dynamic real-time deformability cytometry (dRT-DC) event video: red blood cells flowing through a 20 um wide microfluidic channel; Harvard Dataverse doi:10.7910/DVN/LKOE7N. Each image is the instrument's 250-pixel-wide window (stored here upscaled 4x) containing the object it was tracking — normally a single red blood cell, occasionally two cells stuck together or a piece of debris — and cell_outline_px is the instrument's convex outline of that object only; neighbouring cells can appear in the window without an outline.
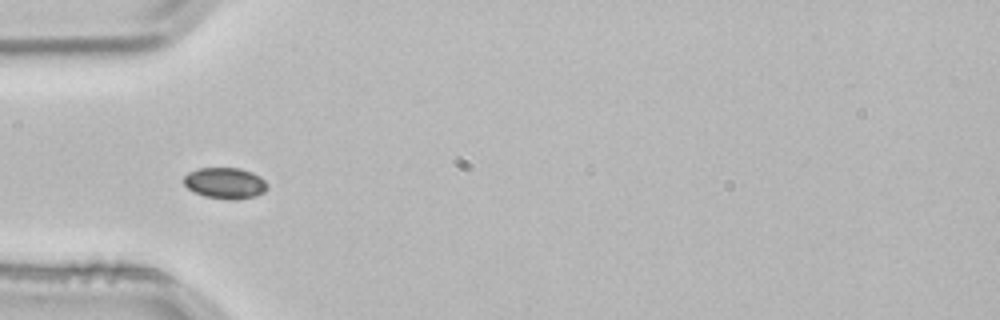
{"species": "common noctule bat (a hibernating species)", "species_latin": "Nyctalus noctula", "temperature_condition": "room temperature", "stored_images_in_passage": 3, "camera_frame_rate_fps": 3000, "um_per_image_px": 0.085, "animal": {"sex": "male", "body_mass_g": 21.5, "forearm_length_mm": 52.0}, "frame": {"image": 1, "passage_image": 3, "time_ms": 0.667, "image_size_px": [1000, 320], "cell_outline_px": [[268, 188], [264, 192], [256, 196], [236, 200], [228, 200], [204, 196], [188, 188], [184, 184], [184, 176], [188, 172], [200, 168], [240, 168], [252, 172], [260, 176], [268, 184]], "centroid_in_image_um": [19.16, 15.57], "position_along_channel_um": 65.8, "area_um2": 15.26}}